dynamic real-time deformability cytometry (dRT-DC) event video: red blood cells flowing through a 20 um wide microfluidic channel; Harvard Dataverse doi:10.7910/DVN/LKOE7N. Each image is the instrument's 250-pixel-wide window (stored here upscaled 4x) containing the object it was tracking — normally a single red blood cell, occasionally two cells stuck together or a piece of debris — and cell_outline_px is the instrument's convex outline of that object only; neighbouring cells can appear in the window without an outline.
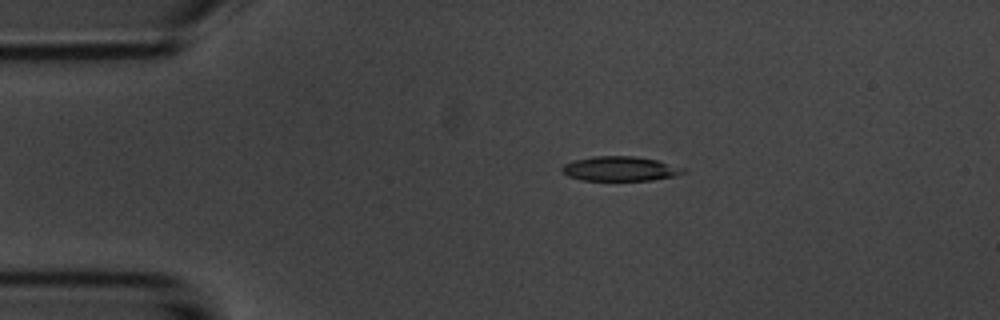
{"species": "common noctule bat (a hibernating species)", "species_latin": "Nyctalus noctula", "temperature_condition": "room temperature", "stored_images_in_passage": 3, "camera_frame_rate_fps": 3000, "um_per_image_px": 0.085, "animal": {"sex": "male", "body_mass_g": 20.1, "forearm_length_mm": 53.5}, "frame": {"image": 1, "passage_image": 1, "time_ms": 0.0, "image_size_px": [1000, 320], "cell_outline_px": [[688, 172], [676, 176], [652, 180], [580, 180], [568, 176], [560, 168], [564, 164], [572, 160], [592, 156], [636, 156], [656, 160], [688, 168]], "centroid_in_image_um": [52.75, 14.34], "position_along_channel_um": 32.2, "area_um2": 17.63}}
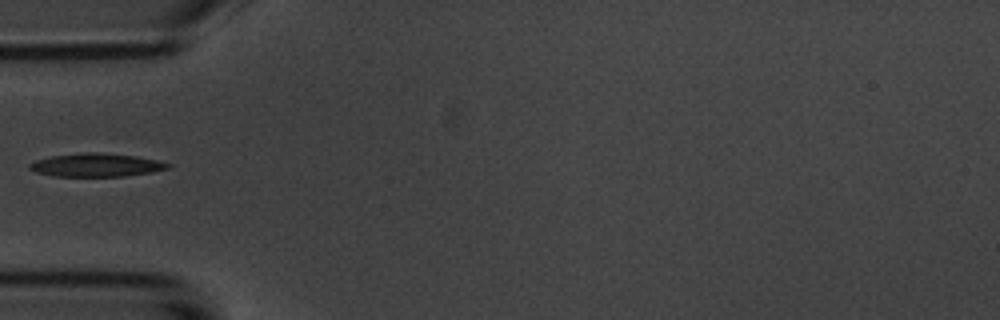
{"frame": {"image": 2, "passage_image": 3, "time_ms": 2.333, "image_size_px": [1000, 320], "cell_outline_px": [[172, 164], [168, 168], [152, 172], [124, 176], [56, 176], [36, 172], [28, 168], [28, 164], [36, 160], [52, 156], [88, 152], [92, 152], [136, 156], [156, 160]], "centroid_in_image_um": [8.17, 14.03], "position_along_channel_um": 76.8, "area_um2": 18.5}}